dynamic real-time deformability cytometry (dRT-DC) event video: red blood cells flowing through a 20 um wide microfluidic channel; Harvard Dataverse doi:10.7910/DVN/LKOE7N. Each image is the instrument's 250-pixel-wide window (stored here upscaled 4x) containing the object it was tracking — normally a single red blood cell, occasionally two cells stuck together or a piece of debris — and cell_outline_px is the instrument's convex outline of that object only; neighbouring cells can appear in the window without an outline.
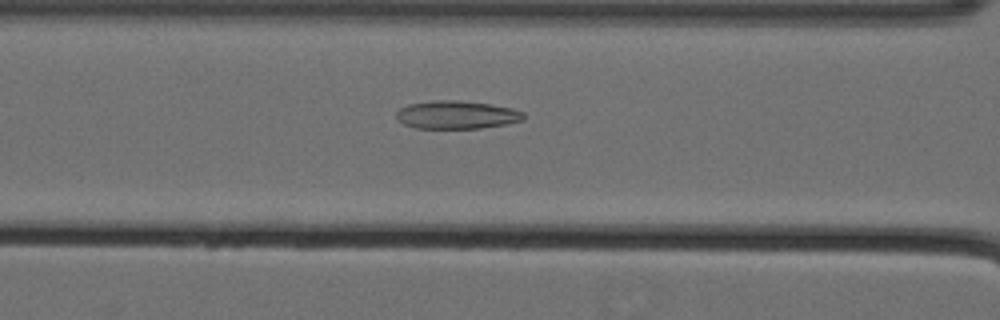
{"species": "Egyptian fruit bat (a non-hibernating species)", "species_latin": "Rousettus aegyptiacus", "temperature_condition": "cold", "stored_images_in_passage": 59, "camera_frame_rate_fps": 3000, "um_per_image_px": 0.085, "animal": {"sex": "female"}, "frame": {"image": 1, "passage_image": 28, "time_ms": 9.0, "image_size_px": [1000, 320], "cell_outline_px": [[524, 120], [504, 124], [480, 128], [416, 128], [404, 124], [396, 116], [396, 112], [400, 108], [408, 104], [432, 100], [460, 100], [492, 104], [512, 108], [524, 112]], "centroid_in_image_um": [38.82, 9.74], "position_along_channel_um": 127.8, "area_um2": 20.87}}
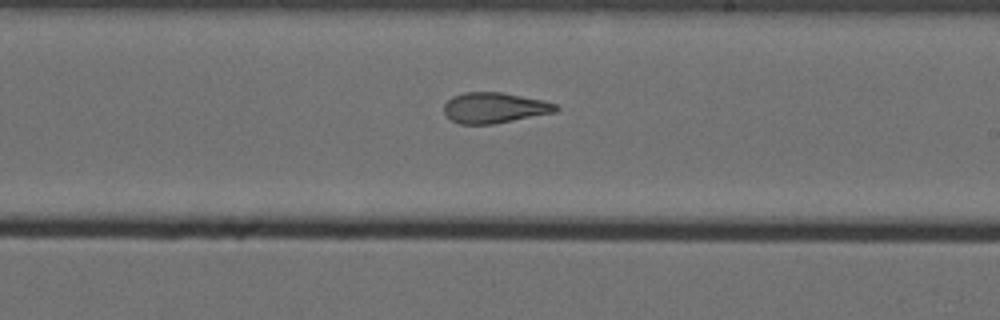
{"frame": {"image": 2, "passage_image": 38, "time_ms": 12.333, "image_size_px": [1000, 320], "cell_outline_px": [[560, 108], [556, 112], [492, 124], [460, 124], [444, 116], [444, 104], [452, 96], [464, 92], [500, 92], [540, 100], [556, 104]], "centroid_in_image_um": [41.98, 9.17], "position_along_channel_um": 247.0, "area_um2": 19.83}}
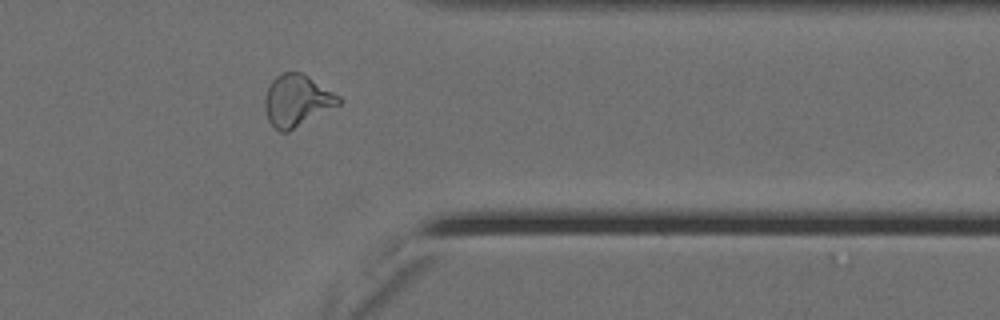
{"frame": {"image": 3, "passage_image": 50, "time_ms": 16.333, "image_size_px": [1000, 320], "cell_outline_px": [[340, 104], [288, 132], [280, 132], [268, 120], [264, 108], [264, 96], [272, 80], [280, 72], [300, 72], [308, 76], [340, 96]], "centroid_in_image_um": [25.21, 8.54], "position_along_channel_um": 386.2, "area_um2": 22.14}}